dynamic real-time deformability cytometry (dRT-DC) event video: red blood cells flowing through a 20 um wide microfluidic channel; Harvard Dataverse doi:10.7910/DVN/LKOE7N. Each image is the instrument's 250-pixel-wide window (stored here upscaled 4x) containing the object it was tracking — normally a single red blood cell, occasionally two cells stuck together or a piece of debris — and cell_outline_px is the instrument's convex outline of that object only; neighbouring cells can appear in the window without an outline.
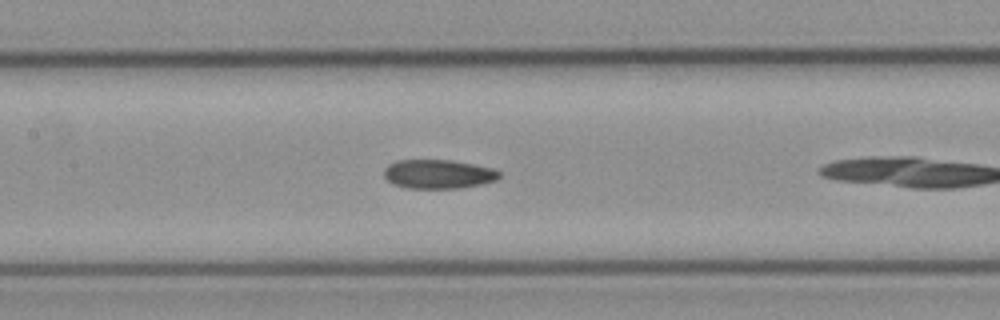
{"species": "common noctule bat (a hibernating species)", "species_latin": "Nyctalus noctula", "temperature_condition": "cold", "stored_images_in_passage": 14, "camera_frame_rate_fps": 3000, "um_per_image_px": 0.085, "animal": {"sex": "female", "body_mass_g": 21.9}, "frame": {"image": 1, "passage_image": 10, "time_ms": 3.0, "image_size_px": [1000, 320], "cell_outline_px": [[500, 176], [496, 180], [480, 184], [460, 188], [408, 188], [392, 184], [384, 176], [384, 168], [388, 164], [396, 160], [452, 160], [492, 168], [500, 172]], "centroid_in_image_um": [37.22, 14.79], "position_along_channel_um": 170.2, "area_um2": 19.48}}